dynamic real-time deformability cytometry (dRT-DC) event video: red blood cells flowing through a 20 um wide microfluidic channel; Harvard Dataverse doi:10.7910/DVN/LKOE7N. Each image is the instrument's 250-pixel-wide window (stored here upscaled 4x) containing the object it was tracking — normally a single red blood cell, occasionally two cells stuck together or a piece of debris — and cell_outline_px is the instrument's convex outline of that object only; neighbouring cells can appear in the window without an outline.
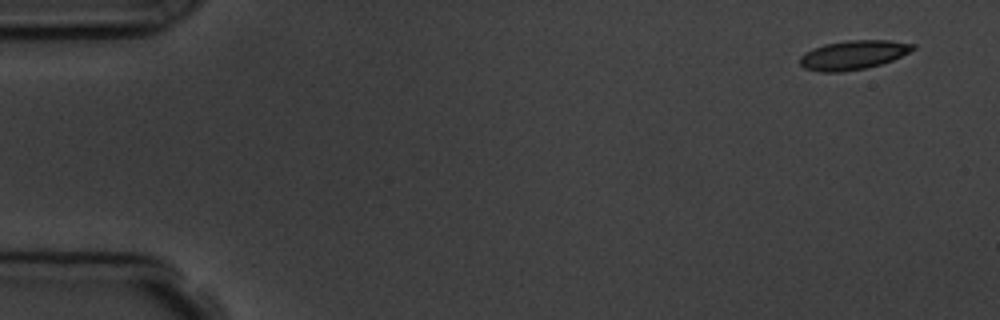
{"species": "common noctule bat (a hibernating species)", "species_latin": "Nyctalus noctula", "temperature_condition": "room temperature", "stored_images_in_passage": 5, "camera_frame_rate_fps": 3000, "um_per_image_px": 0.085, "animal": {"sex": "male", "body_mass_g": 19.5, "forearm_length_mm": 54.6}, "frame": {"image": 1, "passage_image": 1, "time_ms": 0.0, "image_size_px": [1000, 320], "cell_outline_px": [[916, 48], [892, 60], [880, 64], [864, 68], [840, 72], [820, 72], [804, 68], [800, 64], [800, 56], [824, 44], [848, 40], [888, 40], [916, 44]], "centroid_in_image_um": [72.54, 4.67], "position_along_channel_um": 12.5, "area_um2": 18.9}}